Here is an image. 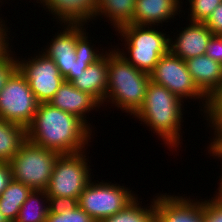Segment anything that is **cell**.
I'll return each instance as SVG.
<instances>
[{
  "instance_id": "obj_1",
  "label": "cell",
  "mask_w": 222,
  "mask_h": 222,
  "mask_svg": "<svg viewBox=\"0 0 222 222\" xmlns=\"http://www.w3.org/2000/svg\"><path fill=\"white\" fill-rule=\"evenodd\" d=\"M91 132L80 118L49 103L38 104L33 121L26 128L28 140L59 154L85 151Z\"/></svg>"
},
{
  "instance_id": "obj_2",
  "label": "cell",
  "mask_w": 222,
  "mask_h": 222,
  "mask_svg": "<svg viewBox=\"0 0 222 222\" xmlns=\"http://www.w3.org/2000/svg\"><path fill=\"white\" fill-rule=\"evenodd\" d=\"M182 103V104H181ZM183 103L181 99L171 93L166 87L148 84L143 105L133 116L146 124L154 134L162 138L169 149L177 148L182 138L181 125L183 118ZM183 108V109H182ZM183 110V111H182Z\"/></svg>"
},
{
  "instance_id": "obj_3",
  "label": "cell",
  "mask_w": 222,
  "mask_h": 222,
  "mask_svg": "<svg viewBox=\"0 0 222 222\" xmlns=\"http://www.w3.org/2000/svg\"><path fill=\"white\" fill-rule=\"evenodd\" d=\"M108 50V86L105 102L134 116L143 105L150 75L127 62L116 50ZM108 99V100H107ZM109 101V102H108Z\"/></svg>"
},
{
  "instance_id": "obj_4",
  "label": "cell",
  "mask_w": 222,
  "mask_h": 222,
  "mask_svg": "<svg viewBox=\"0 0 222 222\" xmlns=\"http://www.w3.org/2000/svg\"><path fill=\"white\" fill-rule=\"evenodd\" d=\"M152 27L132 23L117 30L121 39H124L123 48L127 47L128 57L123 49L117 48L116 51L135 68L147 74L153 71L160 58L169 51L170 35Z\"/></svg>"
},
{
  "instance_id": "obj_5",
  "label": "cell",
  "mask_w": 222,
  "mask_h": 222,
  "mask_svg": "<svg viewBox=\"0 0 222 222\" xmlns=\"http://www.w3.org/2000/svg\"><path fill=\"white\" fill-rule=\"evenodd\" d=\"M86 153L61 154L50 177L46 194L52 204L77 203L84 188L92 181Z\"/></svg>"
},
{
  "instance_id": "obj_6",
  "label": "cell",
  "mask_w": 222,
  "mask_h": 222,
  "mask_svg": "<svg viewBox=\"0 0 222 222\" xmlns=\"http://www.w3.org/2000/svg\"><path fill=\"white\" fill-rule=\"evenodd\" d=\"M58 152L36 145L26 139L9 161L12 179L32 190H46L53 173Z\"/></svg>"
},
{
  "instance_id": "obj_7",
  "label": "cell",
  "mask_w": 222,
  "mask_h": 222,
  "mask_svg": "<svg viewBox=\"0 0 222 222\" xmlns=\"http://www.w3.org/2000/svg\"><path fill=\"white\" fill-rule=\"evenodd\" d=\"M131 191L126 186L109 181L108 183L103 180L98 183L90 181L80 194L77 204L95 222H101L121 211L138 196Z\"/></svg>"
},
{
  "instance_id": "obj_8",
  "label": "cell",
  "mask_w": 222,
  "mask_h": 222,
  "mask_svg": "<svg viewBox=\"0 0 222 222\" xmlns=\"http://www.w3.org/2000/svg\"><path fill=\"white\" fill-rule=\"evenodd\" d=\"M149 75L154 84L166 87L182 101L184 98V101L189 98L198 99L199 103L202 102L201 108L205 112L208 97L197 87L187 70L185 61L180 57L168 51L160 58Z\"/></svg>"
},
{
  "instance_id": "obj_9",
  "label": "cell",
  "mask_w": 222,
  "mask_h": 222,
  "mask_svg": "<svg viewBox=\"0 0 222 222\" xmlns=\"http://www.w3.org/2000/svg\"><path fill=\"white\" fill-rule=\"evenodd\" d=\"M38 104L28 82L17 69L0 91V118L27 128Z\"/></svg>"
},
{
  "instance_id": "obj_10",
  "label": "cell",
  "mask_w": 222,
  "mask_h": 222,
  "mask_svg": "<svg viewBox=\"0 0 222 222\" xmlns=\"http://www.w3.org/2000/svg\"><path fill=\"white\" fill-rule=\"evenodd\" d=\"M28 60L17 59V69L25 77L38 103H49L64 77L52 58L45 53L35 54Z\"/></svg>"
},
{
  "instance_id": "obj_11",
  "label": "cell",
  "mask_w": 222,
  "mask_h": 222,
  "mask_svg": "<svg viewBox=\"0 0 222 222\" xmlns=\"http://www.w3.org/2000/svg\"><path fill=\"white\" fill-rule=\"evenodd\" d=\"M154 198L155 217L160 222H203V201L200 199L195 201L190 196L188 199L167 193Z\"/></svg>"
},
{
  "instance_id": "obj_12",
  "label": "cell",
  "mask_w": 222,
  "mask_h": 222,
  "mask_svg": "<svg viewBox=\"0 0 222 222\" xmlns=\"http://www.w3.org/2000/svg\"><path fill=\"white\" fill-rule=\"evenodd\" d=\"M189 22L188 27L179 31L176 39L169 38V51L184 61L204 55L213 35L204 22Z\"/></svg>"
},
{
  "instance_id": "obj_13",
  "label": "cell",
  "mask_w": 222,
  "mask_h": 222,
  "mask_svg": "<svg viewBox=\"0 0 222 222\" xmlns=\"http://www.w3.org/2000/svg\"><path fill=\"white\" fill-rule=\"evenodd\" d=\"M61 26L64 27V30L53 36L52 42L50 41L45 50H42L55 61L60 74L65 78L69 73H74L77 24H61Z\"/></svg>"
},
{
  "instance_id": "obj_14",
  "label": "cell",
  "mask_w": 222,
  "mask_h": 222,
  "mask_svg": "<svg viewBox=\"0 0 222 222\" xmlns=\"http://www.w3.org/2000/svg\"><path fill=\"white\" fill-rule=\"evenodd\" d=\"M52 106L80 118L90 129L86 114L102 105L89 93L75 88L71 82L64 81L53 98L49 101Z\"/></svg>"
},
{
  "instance_id": "obj_15",
  "label": "cell",
  "mask_w": 222,
  "mask_h": 222,
  "mask_svg": "<svg viewBox=\"0 0 222 222\" xmlns=\"http://www.w3.org/2000/svg\"><path fill=\"white\" fill-rule=\"evenodd\" d=\"M46 12L54 15L60 24H83L95 20L98 0H44Z\"/></svg>"
},
{
  "instance_id": "obj_16",
  "label": "cell",
  "mask_w": 222,
  "mask_h": 222,
  "mask_svg": "<svg viewBox=\"0 0 222 222\" xmlns=\"http://www.w3.org/2000/svg\"><path fill=\"white\" fill-rule=\"evenodd\" d=\"M181 4L180 0H136L133 24L162 26L163 22L180 14Z\"/></svg>"
},
{
  "instance_id": "obj_17",
  "label": "cell",
  "mask_w": 222,
  "mask_h": 222,
  "mask_svg": "<svg viewBox=\"0 0 222 222\" xmlns=\"http://www.w3.org/2000/svg\"><path fill=\"white\" fill-rule=\"evenodd\" d=\"M82 92L92 95L101 105H104L108 86V52L96 63L81 70L71 82Z\"/></svg>"
},
{
  "instance_id": "obj_18",
  "label": "cell",
  "mask_w": 222,
  "mask_h": 222,
  "mask_svg": "<svg viewBox=\"0 0 222 222\" xmlns=\"http://www.w3.org/2000/svg\"><path fill=\"white\" fill-rule=\"evenodd\" d=\"M197 87L209 97L222 86V64L214 61L206 54L185 60Z\"/></svg>"
},
{
  "instance_id": "obj_19",
  "label": "cell",
  "mask_w": 222,
  "mask_h": 222,
  "mask_svg": "<svg viewBox=\"0 0 222 222\" xmlns=\"http://www.w3.org/2000/svg\"><path fill=\"white\" fill-rule=\"evenodd\" d=\"M136 0H98L96 19L105 16L117 31L120 27L132 24ZM100 15V16H99Z\"/></svg>"
},
{
  "instance_id": "obj_20",
  "label": "cell",
  "mask_w": 222,
  "mask_h": 222,
  "mask_svg": "<svg viewBox=\"0 0 222 222\" xmlns=\"http://www.w3.org/2000/svg\"><path fill=\"white\" fill-rule=\"evenodd\" d=\"M26 139L25 127L0 118V162L9 163Z\"/></svg>"
},
{
  "instance_id": "obj_21",
  "label": "cell",
  "mask_w": 222,
  "mask_h": 222,
  "mask_svg": "<svg viewBox=\"0 0 222 222\" xmlns=\"http://www.w3.org/2000/svg\"><path fill=\"white\" fill-rule=\"evenodd\" d=\"M31 191L32 189L22 182L14 179L9 182L0 196V212L9 222L16 221L19 210Z\"/></svg>"
},
{
  "instance_id": "obj_22",
  "label": "cell",
  "mask_w": 222,
  "mask_h": 222,
  "mask_svg": "<svg viewBox=\"0 0 222 222\" xmlns=\"http://www.w3.org/2000/svg\"><path fill=\"white\" fill-rule=\"evenodd\" d=\"M51 206L46 191L32 190L22 204L15 222H46Z\"/></svg>"
},
{
  "instance_id": "obj_23",
  "label": "cell",
  "mask_w": 222,
  "mask_h": 222,
  "mask_svg": "<svg viewBox=\"0 0 222 222\" xmlns=\"http://www.w3.org/2000/svg\"><path fill=\"white\" fill-rule=\"evenodd\" d=\"M152 200L153 201H150L152 203L150 206L143 207L139 203L138 197H136L121 211L103 219L101 222H152L155 218L154 198Z\"/></svg>"
},
{
  "instance_id": "obj_24",
  "label": "cell",
  "mask_w": 222,
  "mask_h": 222,
  "mask_svg": "<svg viewBox=\"0 0 222 222\" xmlns=\"http://www.w3.org/2000/svg\"><path fill=\"white\" fill-rule=\"evenodd\" d=\"M46 222H95L77 203L52 204Z\"/></svg>"
},
{
  "instance_id": "obj_25",
  "label": "cell",
  "mask_w": 222,
  "mask_h": 222,
  "mask_svg": "<svg viewBox=\"0 0 222 222\" xmlns=\"http://www.w3.org/2000/svg\"><path fill=\"white\" fill-rule=\"evenodd\" d=\"M203 113L211 124L209 126L214 130L213 142H210V145H215L222 138V86L208 97L207 107Z\"/></svg>"
},
{
  "instance_id": "obj_26",
  "label": "cell",
  "mask_w": 222,
  "mask_h": 222,
  "mask_svg": "<svg viewBox=\"0 0 222 222\" xmlns=\"http://www.w3.org/2000/svg\"><path fill=\"white\" fill-rule=\"evenodd\" d=\"M88 38L90 37H88V33L86 34L84 25L77 24L76 59L87 61L91 65L100 60L105 54L104 50L103 52H99L98 49H94V45H91L92 43L89 42Z\"/></svg>"
},
{
  "instance_id": "obj_27",
  "label": "cell",
  "mask_w": 222,
  "mask_h": 222,
  "mask_svg": "<svg viewBox=\"0 0 222 222\" xmlns=\"http://www.w3.org/2000/svg\"><path fill=\"white\" fill-rule=\"evenodd\" d=\"M190 14L189 21L205 22L213 10L222 3V0H188Z\"/></svg>"
},
{
  "instance_id": "obj_28",
  "label": "cell",
  "mask_w": 222,
  "mask_h": 222,
  "mask_svg": "<svg viewBox=\"0 0 222 222\" xmlns=\"http://www.w3.org/2000/svg\"><path fill=\"white\" fill-rule=\"evenodd\" d=\"M11 53L13 52L10 51L4 58L0 59V91L4 88L11 75L17 70V57Z\"/></svg>"
},
{
  "instance_id": "obj_29",
  "label": "cell",
  "mask_w": 222,
  "mask_h": 222,
  "mask_svg": "<svg viewBox=\"0 0 222 222\" xmlns=\"http://www.w3.org/2000/svg\"><path fill=\"white\" fill-rule=\"evenodd\" d=\"M203 222H222V203L214 199L203 201Z\"/></svg>"
},
{
  "instance_id": "obj_30",
  "label": "cell",
  "mask_w": 222,
  "mask_h": 222,
  "mask_svg": "<svg viewBox=\"0 0 222 222\" xmlns=\"http://www.w3.org/2000/svg\"><path fill=\"white\" fill-rule=\"evenodd\" d=\"M208 57L222 64V35L213 34L206 48Z\"/></svg>"
},
{
  "instance_id": "obj_31",
  "label": "cell",
  "mask_w": 222,
  "mask_h": 222,
  "mask_svg": "<svg viewBox=\"0 0 222 222\" xmlns=\"http://www.w3.org/2000/svg\"><path fill=\"white\" fill-rule=\"evenodd\" d=\"M204 24L213 34L222 35V3L213 10Z\"/></svg>"
},
{
  "instance_id": "obj_32",
  "label": "cell",
  "mask_w": 222,
  "mask_h": 222,
  "mask_svg": "<svg viewBox=\"0 0 222 222\" xmlns=\"http://www.w3.org/2000/svg\"><path fill=\"white\" fill-rule=\"evenodd\" d=\"M0 17V59L4 58L11 49L9 48L8 28L5 26V21Z\"/></svg>"
},
{
  "instance_id": "obj_33",
  "label": "cell",
  "mask_w": 222,
  "mask_h": 222,
  "mask_svg": "<svg viewBox=\"0 0 222 222\" xmlns=\"http://www.w3.org/2000/svg\"><path fill=\"white\" fill-rule=\"evenodd\" d=\"M12 180L11 167L9 163L0 162V196Z\"/></svg>"
},
{
  "instance_id": "obj_34",
  "label": "cell",
  "mask_w": 222,
  "mask_h": 222,
  "mask_svg": "<svg viewBox=\"0 0 222 222\" xmlns=\"http://www.w3.org/2000/svg\"><path fill=\"white\" fill-rule=\"evenodd\" d=\"M208 149V153L210 154V156L215 157L217 156L219 159H222V151L216 146V145H210L207 147ZM212 154V155H211ZM222 164V163H221ZM222 166V165H221ZM222 168V167H221ZM222 173V172H221ZM220 183H219V187L217 188L218 192H216L217 194L214 195V198L212 197V199H214L215 201H217L218 203H222V174L220 175Z\"/></svg>"
},
{
  "instance_id": "obj_35",
  "label": "cell",
  "mask_w": 222,
  "mask_h": 222,
  "mask_svg": "<svg viewBox=\"0 0 222 222\" xmlns=\"http://www.w3.org/2000/svg\"><path fill=\"white\" fill-rule=\"evenodd\" d=\"M89 65L90 64L87 61H81L80 59H76L74 66V73H69L64 78V81L72 82L77 77V74H79L81 70H85Z\"/></svg>"
},
{
  "instance_id": "obj_36",
  "label": "cell",
  "mask_w": 222,
  "mask_h": 222,
  "mask_svg": "<svg viewBox=\"0 0 222 222\" xmlns=\"http://www.w3.org/2000/svg\"><path fill=\"white\" fill-rule=\"evenodd\" d=\"M0 222H9V220L0 212Z\"/></svg>"
},
{
  "instance_id": "obj_37",
  "label": "cell",
  "mask_w": 222,
  "mask_h": 222,
  "mask_svg": "<svg viewBox=\"0 0 222 222\" xmlns=\"http://www.w3.org/2000/svg\"><path fill=\"white\" fill-rule=\"evenodd\" d=\"M215 145L222 151V138Z\"/></svg>"
},
{
  "instance_id": "obj_38",
  "label": "cell",
  "mask_w": 222,
  "mask_h": 222,
  "mask_svg": "<svg viewBox=\"0 0 222 222\" xmlns=\"http://www.w3.org/2000/svg\"><path fill=\"white\" fill-rule=\"evenodd\" d=\"M152 222H160L156 217L152 220Z\"/></svg>"
},
{
  "instance_id": "obj_39",
  "label": "cell",
  "mask_w": 222,
  "mask_h": 222,
  "mask_svg": "<svg viewBox=\"0 0 222 222\" xmlns=\"http://www.w3.org/2000/svg\"><path fill=\"white\" fill-rule=\"evenodd\" d=\"M39 1H40L41 3H40ZM43 2H44V0H36V3L42 4Z\"/></svg>"
}]
</instances>
